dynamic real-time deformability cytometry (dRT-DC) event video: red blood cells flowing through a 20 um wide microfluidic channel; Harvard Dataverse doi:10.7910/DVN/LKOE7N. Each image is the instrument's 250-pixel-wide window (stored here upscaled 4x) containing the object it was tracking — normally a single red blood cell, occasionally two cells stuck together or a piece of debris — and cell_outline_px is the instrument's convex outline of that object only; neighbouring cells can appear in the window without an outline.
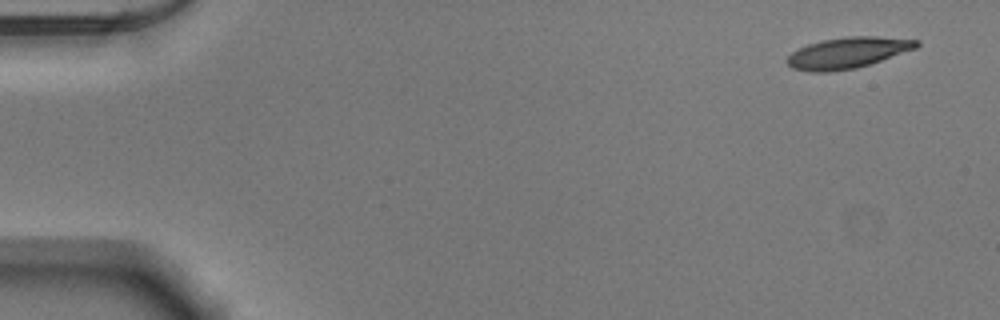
{"species": "Egyptian fruit bat (a non-hibernating species)", "species_latin": "Rousettus aegyptiacus", "temperature_condition": "warm", "stored_images_in_passage": 9, "camera_frame_rate_fps": 3000, "um_per_image_px": 0.085, "animal": {"sex": "male"}, "frame": {"image": 1, "passage_image": 1, "time_ms": 0.0, "image_size_px": [1000, 320], "cell_outline_px": [[920, 44], [916, 48], [856, 68], [828, 72], [808, 72], [792, 68], [784, 60], [792, 52], [808, 44], [824, 40], [848, 36], [876, 36], [920, 40]], "centroid_in_image_um": [72.02, 4.49], "position_along_channel_um": 13.0, "area_um2": 23.24}}